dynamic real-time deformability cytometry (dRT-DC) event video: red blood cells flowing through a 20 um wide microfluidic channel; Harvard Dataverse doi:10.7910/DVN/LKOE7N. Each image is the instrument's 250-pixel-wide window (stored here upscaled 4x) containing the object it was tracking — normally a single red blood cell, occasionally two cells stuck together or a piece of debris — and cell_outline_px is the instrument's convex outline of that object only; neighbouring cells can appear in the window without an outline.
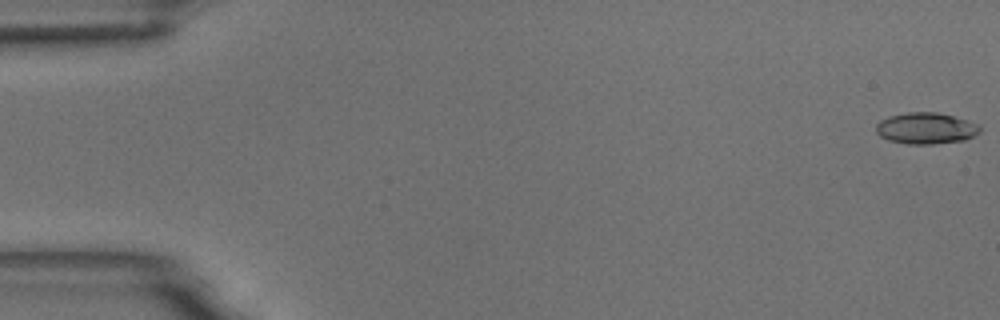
{"species": "common noctule bat (a hibernating species)", "species_latin": "Nyctalus noctula", "temperature_condition": "room temperature", "stored_images_in_passage": 54, "camera_frame_rate_fps": 3000, "um_per_image_px": 0.085, "animal": {"sex": "male", "body_mass_g": 18.8}, "frame": {"image": 1, "passage_image": 1, "time_ms": 0.0, "image_size_px": [1000, 320], "cell_outline_px": [[980, 132], [964, 140], [932, 144], [908, 144], [888, 140], [880, 136], [876, 132], [876, 124], [880, 120], [888, 116], [908, 112], [936, 112], [952, 116], [976, 124], [980, 128]], "centroid_in_image_um": [78.65, 10.91], "position_along_channel_um": 6.4, "area_um2": 18.79}}
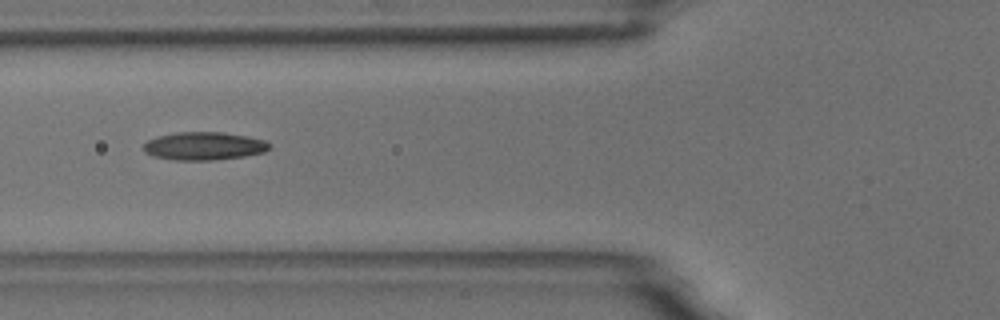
{"frame": {"image": 2, "passage_image": 21, "time_ms": 6.667, "image_size_px": [1000, 320], "cell_outline_px": [[272, 144], [264, 152], [244, 156], [212, 160], [172, 160], [152, 156], [144, 152], [144, 144], [148, 140], [156, 136], [176, 132], [224, 132], [248, 136], [264, 140]], "centroid_in_image_um": [17.32, 12.41], "position_along_channel_um": 108.5, "area_um2": 20.69}}
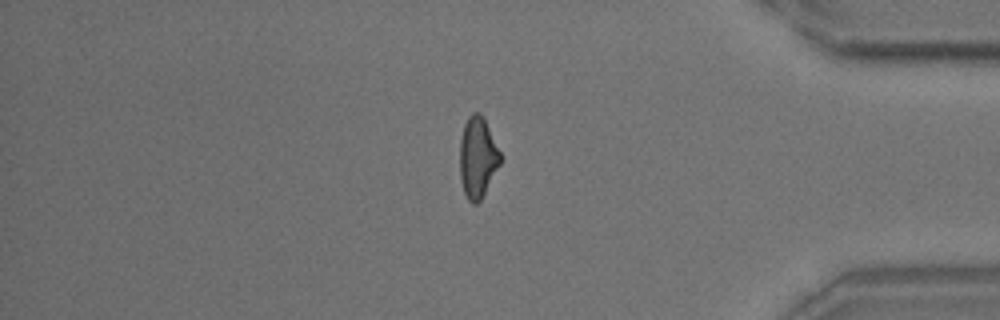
{"frame": {"image": 3, "passage_image": 46, "time_ms": 15.0, "image_size_px": [1000, 320], "cell_outline_px": [[500, 164], [480, 200], [476, 204], [472, 204], [468, 200], [464, 192], [460, 180], [460, 140], [464, 124], [468, 116], [472, 112], [480, 112], [484, 116], [500, 152]], "centroid_in_image_um": [40.58, 13.34], "position_along_channel_um": 394.6, "area_um2": 19.07}, "authors_computed_cell_mechanics": {"area_um2": 19.2763, "velocity_mm_per_s": 3.7582, "shape_relaxation_time_tau1_ms": 5.5394, "shape_relaxation_time_tau2_ms": 3.2872, "deformation_change_tau1": 0.1786, "deformation_change_tau2": 0.1151}}